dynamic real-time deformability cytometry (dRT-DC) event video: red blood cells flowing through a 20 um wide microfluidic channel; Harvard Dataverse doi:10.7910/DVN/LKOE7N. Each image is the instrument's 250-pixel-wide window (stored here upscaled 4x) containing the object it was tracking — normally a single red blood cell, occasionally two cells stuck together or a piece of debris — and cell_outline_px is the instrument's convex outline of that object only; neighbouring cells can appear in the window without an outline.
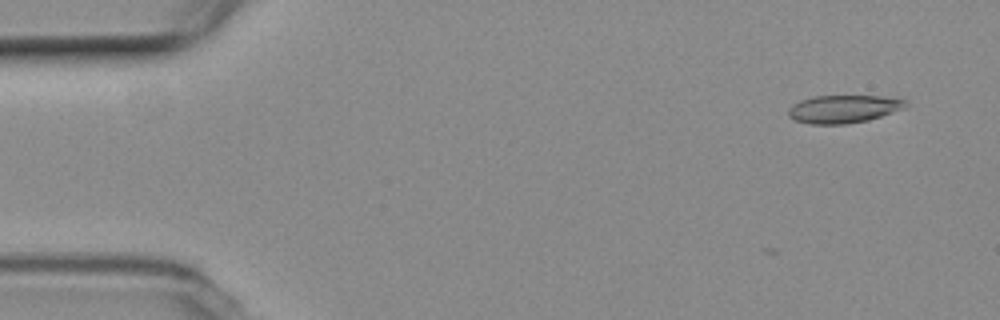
{"species": "common noctule bat (a hibernating species)", "species_latin": "Nyctalus noctula", "temperature_condition": "room temperature", "stored_images_in_passage": 4, "camera_frame_rate_fps": 3000, "um_per_image_px": 0.085, "animal": {"sex": "female", "body_mass_g": 19.3, "forearm_length_mm": 54.1}, "frame": {"image": 1, "passage_image": 1, "time_ms": 0.0, "image_size_px": [1000, 320], "cell_outline_px": [[908, 104], [904, 108], [868, 120], [844, 124], [812, 124], [796, 120], [788, 116], [788, 108], [792, 104], [800, 100], [812, 96], [900, 96], [908, 100]], "centroid_in_image_um": [71.74, 9.24], "position_along_channel_um": 13.3, "area_um2": 19.31}}